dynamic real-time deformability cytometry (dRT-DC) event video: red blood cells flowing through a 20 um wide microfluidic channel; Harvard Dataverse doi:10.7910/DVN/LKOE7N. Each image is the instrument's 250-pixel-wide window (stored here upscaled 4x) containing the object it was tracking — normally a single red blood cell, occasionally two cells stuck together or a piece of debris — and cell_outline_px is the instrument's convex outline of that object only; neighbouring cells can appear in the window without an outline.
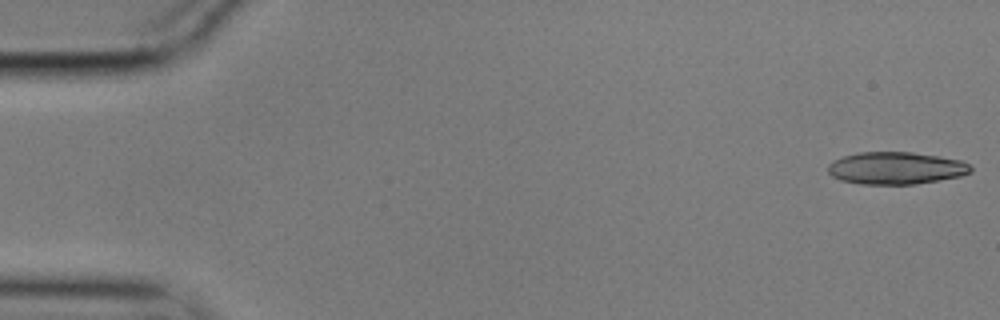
{"species": "common noctule bat (a hibernating species)", "species_latin": "Nyctalus noctula", "temperature_condition": "cold", "stored_images_in_passage": 55, "segment_of_instrument_passage": [1, 2], "camera_frame_rate_fps": 3000, "um_per_image_px": 0.085, "animal": {"sex": "male", "body_mass_g": 17.9}, "frame": {"image": 1, "passage_image": 1, "time_ms": 0.0, "image_size_px": [1000, 320], "cell_outline_px": [[972, 172], [960, 176], [940, 180], [916, 184], [860, 184], [840, 180], [832, 176], [828, 172], [828, 164], [832, 160], [844, 156], [860, 152], [912, 152], [940, 156], [960, 160], [968, 164], [972, 168]], "centroid_in_image_um": [76.15, 14.29], "position_along_channel_um": 8.9, "area_um2": 26.99}}